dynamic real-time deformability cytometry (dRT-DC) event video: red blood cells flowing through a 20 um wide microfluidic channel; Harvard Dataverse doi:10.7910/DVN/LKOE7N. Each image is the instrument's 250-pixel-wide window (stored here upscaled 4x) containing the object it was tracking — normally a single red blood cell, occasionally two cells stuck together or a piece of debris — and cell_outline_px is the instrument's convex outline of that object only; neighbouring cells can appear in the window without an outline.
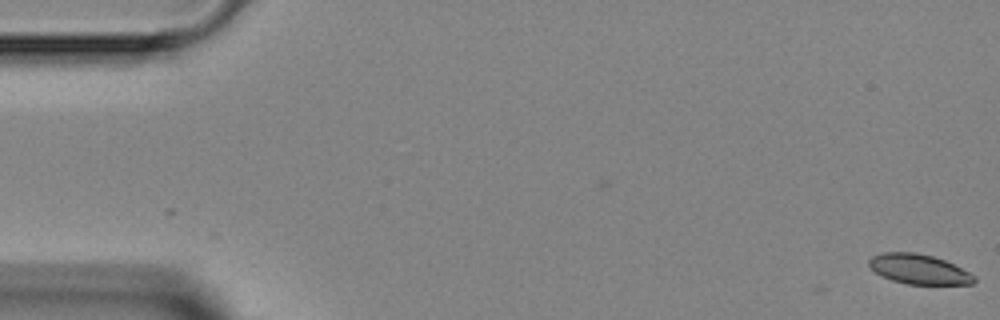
{"species": "Egyptian fruit bat (a non-hibernating species)", "species_latin": "Rousettus aegyptiacus", "temperature_condition": "room temperature", "stored_images_in_passage": 2, "segment_of_instrument_passage": [2, 2], "camera_frame_rate_fps": 3000, "um_per_image_px": 0.085, "animal": {"sex": "female"}, "frame": {"image": 1, "passage_image": 2, "time_ms": 1.333, "image_size_px": [1000, 320], "cell_outline_px": [[976, 280], [972, 284], [908, 284], [892, 280], [876, 272], [868, 264], [868, 260], [872, 256], [884, 252], [916, 252], [932, 256], [944, 260], [976, 276]], "centroid_in_image_um": [78.1, 22.87], "position_along_channel_um": 6.9, "area_um2": 18.03}}